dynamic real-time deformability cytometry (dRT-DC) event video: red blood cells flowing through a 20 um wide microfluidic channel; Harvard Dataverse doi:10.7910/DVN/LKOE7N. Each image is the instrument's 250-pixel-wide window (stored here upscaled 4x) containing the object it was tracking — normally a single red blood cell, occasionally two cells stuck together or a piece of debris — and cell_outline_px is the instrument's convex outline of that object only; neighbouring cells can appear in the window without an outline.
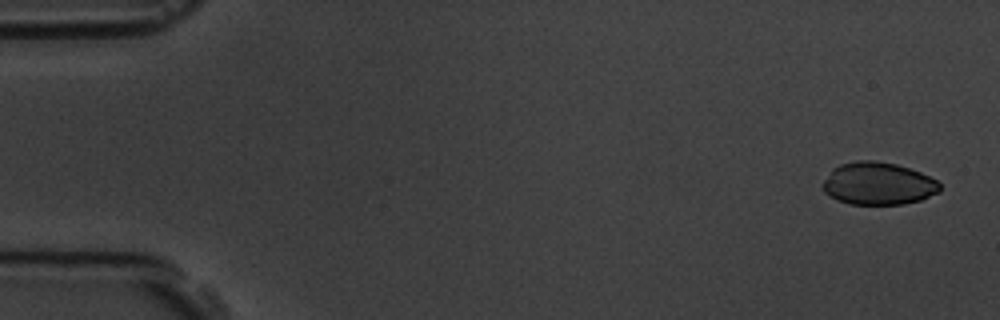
{"species": "common noctule bat (a hibernating species)", "species_latin": "Nyctalus noctula", "temperature_condition": "room temperature", "stored_images_in_passage": 5, "camera_frame_rate_fps": 3000, "um_per_image_px": 0.085, "animal": {"sex": "male", "body_mass_g": 19.5, "forearm_length_mm": 54.6}, "frame": {"image": 1, "passage_image": 1, "time_ms": 0.0, "image_size_px": [1000, 320], "cell_outline_px": [[940, 192], [920, 200], [904, 204], [848, 204], [836, 200], [824, 192], [820, 184], [832, 168], [840, 164], [856, 160], [876, 160], [896, 164], [920, 172], [936, 180], [940, 184]], "centroid_in_image_um": [74.6, 15.6], "position_along_channel_um": 10.4, "area_um2": 29.3}}